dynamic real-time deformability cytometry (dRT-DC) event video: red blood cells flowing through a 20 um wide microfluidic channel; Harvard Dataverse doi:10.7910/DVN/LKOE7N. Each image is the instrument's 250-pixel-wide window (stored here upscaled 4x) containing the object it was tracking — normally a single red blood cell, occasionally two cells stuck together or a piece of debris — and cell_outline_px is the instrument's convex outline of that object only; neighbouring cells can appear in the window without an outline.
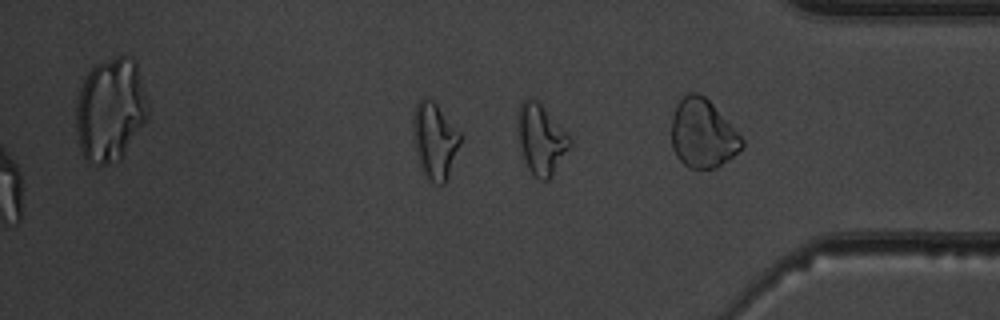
{"species": "common noctule bat (a hibernating species)", "species_latin": "Nyctalus noctula", "temperature_condition": "warm", "stored_images_in_passage": 54, "segment_of_instrument_passage": [2, 2], "camera_frame_rate_fps": 3000, "um_per_image_px": 0.085, "animal": {"sex": "male", "body_mass_g": 19.5, "forearm_length_mm": 54.6}, "frame": {"image": 1, "passage_image": 54, "time_ms": 17.667, "image_size_px": [1000, 320], "cell_outline_px": [[572, 144], [552, 176], [548, 180], [540, 180], [532, 176], [528, 168], [520, 144], [516, 116], [520, 104], [528, 96], [536, 100], [540, 104], [572, 140]], "centroid_in_image_um": [45.97, 11.85], "position_along_channel_um": 389.2, "area_um2": 20.92}}